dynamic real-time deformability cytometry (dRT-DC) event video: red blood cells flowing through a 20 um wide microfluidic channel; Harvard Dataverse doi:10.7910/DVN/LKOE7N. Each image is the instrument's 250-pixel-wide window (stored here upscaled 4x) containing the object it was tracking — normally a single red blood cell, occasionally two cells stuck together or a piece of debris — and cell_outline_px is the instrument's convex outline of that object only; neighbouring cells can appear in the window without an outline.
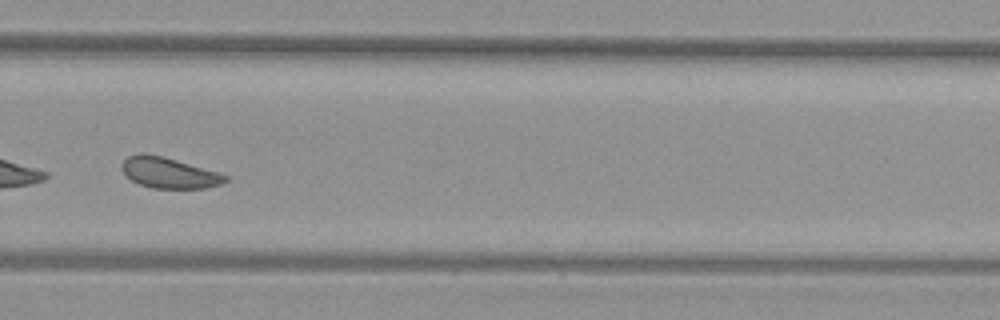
{"species": "common noctule bat (a hibernating species)", "species_latin": "Nyctalus noctula", "temperature_condition": "warm", "stored_images_in_passage": 33, "camera_frame_rate_fps": 3000, "um_per_image_px": 0.085, "animal": {"sex": "female", "body_mass_g": 29.2, "forearm_length_mm": 56.3}, "frame": {"image": 1, "passage_image": 19, "time_ms": 6.0, "image_size_px": [1000, 320], "cell_outline_px": [[228, 180], [220, 184], [208, 188], [152, 188], [140, 184], [132, 180], [124, 172], [120, 164], [128, 156], [140, 152], [144, 152], [164, 156], [220, 172], [228, 176]], "centroid_in_image_um": [14.38, 14.67], "position_along_channel_um": 315.4, "area_um2": 18.73}}